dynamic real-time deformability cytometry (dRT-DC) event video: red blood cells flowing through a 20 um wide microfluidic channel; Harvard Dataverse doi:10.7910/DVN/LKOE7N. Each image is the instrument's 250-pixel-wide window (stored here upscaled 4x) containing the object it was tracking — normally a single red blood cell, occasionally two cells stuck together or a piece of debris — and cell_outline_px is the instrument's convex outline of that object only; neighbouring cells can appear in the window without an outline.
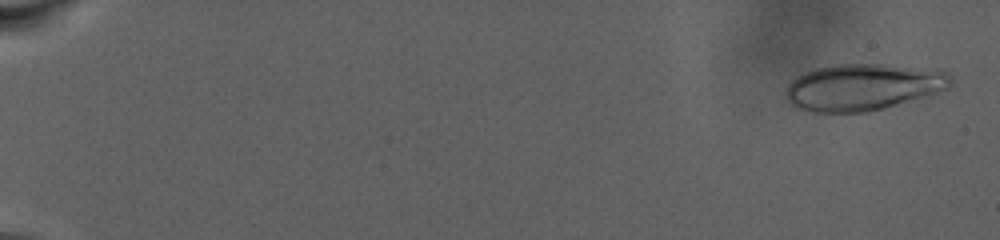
{"species": "human", "species_latin": "Homo sapiens", "temperature_condition": "warm", "stored_images_in_passage": 89, "camera_frame_rate_fps": 3000, "um_per_image_px": 0.085, "donor": {"sex": "male"}, "frame": {"image": 1, "passage_image": 3, "time_ms": 0.667, "image_size_px": [1000, 240], "cell_outline_px": [[952, 84], [948, 88], [932, 96], [868, 112], [812, 112], [796, 108], [788, 104], [784, 96], [784, 88], [792, 80], [804, 72], [816, 68], [836, 64], [884, 64], [936, 68], [948, 72], [952, 76]], "centroid_in_image_um": [73.4, 7.4], "position_along_channel_um": 11.6, "area_um2": 46.01}}
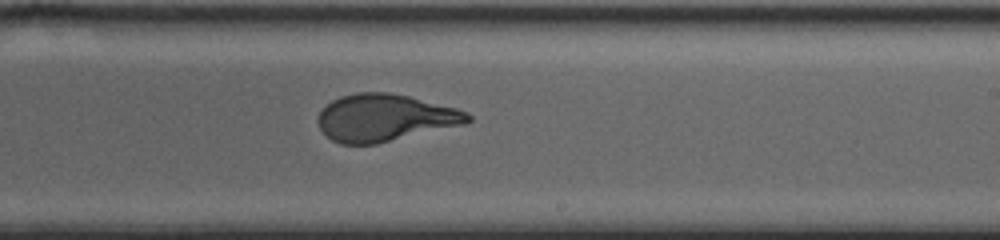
{"frame": {"image": 2, "passage_image": 58, "time_ms": 19.0, "image_size_px": [1000, 240], "cell_outline_px": [[472, 120], [464, 124], [376, 144], [340, 144], [332, 140], [320, 128], [316, 120], [320, 112], [332, 100], [340, 96], [356, 92], [388, 92], [408, 96], [456, 108], [468, 112], [472, 116]], "centroid_in_image_um": [32.7, 10.01], "position_along_channel_um": 256.3, "area_um2": 40.98}}
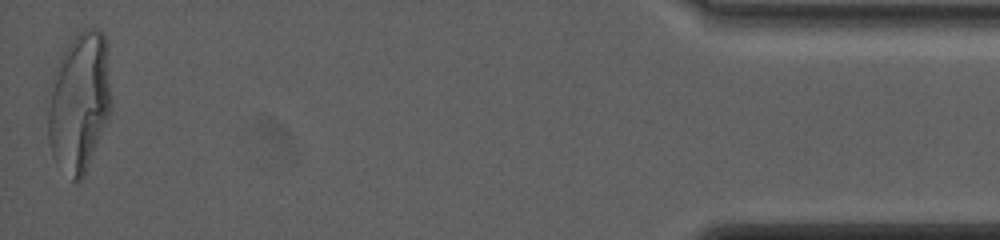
{"frame": {"image": 3, "passage_image": 88, "time_ms": 29.0, "image_size_px": [1000, 240], "cell_outline_px": [[112, 104], [108, 116], [84, 176], [80, 184], [72, 180], [52, 156], [48, 140], [44, 100], [52, 76], [60, 56], [68, 44], [84, 28], [100, 28], [104, 32], [112, 100]], "centroid_in_image_um": [6.68, 8.68], "position_along_channel_um": 428.5, "area_um2": 52.37}, "authors_computed_cell_mechanics": {"area_um2": 42.0784, "velocity_mm_per_s": 2.4517, "shape_relaxation_time_tau1_ms": 9.1509, "shape_relaxation_time_tau2_ms": null, "deformation_change_tau1": 0.2786, "deformation_change_tau2": null}}